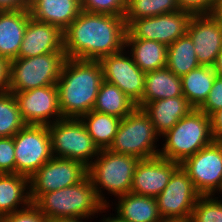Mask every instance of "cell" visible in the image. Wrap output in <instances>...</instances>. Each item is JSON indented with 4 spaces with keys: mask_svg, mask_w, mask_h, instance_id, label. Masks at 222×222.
Instances as JSON below:
<instances>
[{
    "mask_svg": "<svg viewBox=\"0 0 222 222\" xmlns=\"http://www.w3.org/2000/svg\"><path fill=\"white\" fill-rule=\"evenodd\" d=\"M192 14L178 10L162 15L132 20L126 26L125 38H141L158 41L170 46L178 38L187 35Z\"/></svg>",
    "mask_w": 222,
    "mask_h": 222,
    "instance_id": "cell-12",
    "label": "cell"
},
{
    "mask_svg": "<svg viewBox=\"0 0 222 222\" xmlns=\"http://www.w3.org/2000/svg\"><path fill=\"white\" fill-rule=\"evenodd\" d=\"M11 61L0 56V93L9 91Z\"/></svg>",
    "mask_w": 222,
    "mask_h": 222,
    "instance_id": "cell-38",
    "label": "cell"
},
{
    "mask_svg": "<svg viewBox=\"0 0 222 222\" xmlns=\"http://www.w3.org/2000/svg\"><path fill=\"white\" fill-rule=\"evenodd\" d=\"M61 51H64L63 31L58 26L30 17L18 57L30 58Z\"/></svg>",
    "mask_w": 222,
    "mask_h": 222,
    "instance_id": "cell-18",
    "label": "cell"
},
{
    "mask_svg": "<svg viewBox=\"0 0 222 222\" xmlns=\"http://www.w3.org/2000/svg\"><path fill=\"white\" fill-rule=\"evenodd\" d=\"M79 119L99 150L109 149L122 120L121 118L94 110L82 115Z\"/></svg>",
    "mask_w": 222,
    "mask_h": 222,
    "instance_id": "cell-27",
    "label": "cell"
},
{
    "mask_svg": "<svg viewBox=\"0 0 222 222\" xmlns=\"http://www.w3.org/2000/svg\"><path fill=\"white\" fill-rule=\"evenodd\" d=\"M217 76L222 77V49L216 58L214 65L212 66Z\"/></svg>",
    "mask_w": 222,
    "mask_h": 222,
    "instance_id": "cell-41",
    "label": "cell"
},
{
    "mask_svg": "<svg viewBox=\"0 0 222 222\" xmlns=\"http://www.w3.org/2000/svg\"><path fill=\"white\" fill-rule=\"evenodd\" d=\"M161 137L159 156L180 164L214 141L210 117L195 108Z\"/></svg>",
    "mask_w": 222,
    "mask_h": 222,
    "instance_id": "cell-4",
    "label": "cell"
},
{
    "mask_svg": "<svg viewBox=\"0 0 222 222\" xmlns=\"http://www.w3.org/2000/svg\"><path fill=\"white\" fill-rule=\"evenodd\" d=\"M30 203L28 177L16 173L0 174V217L24 209Z\"/></svg>",
    "mask_w": 222,
    "mask_h": 222,
    "instance_id": "cell-22",
    "label": "cell"
},
{
    "mask_svg": "<svg viewBox=\"0 0 222 222\" xmlns=\"http://www.w3.org/2000/svg\"><path fill=\"white\" fill-rule=\"evenodd\" d=\"M158 222H191L190 218L162 217Z\"/></svg>",
    "mask_w": 222,
    "mask_h": 222,
    "instance_id": "cell-45",
    "label": "cell"
},
{
    "mask_svg": "<svg viewBox=\"0 0 222 222\" xmlns=\"http://www.w3.org/2000/svg\"><path fill=\"white\" fill-rule=\"evenodd\" d=\"M30 0H0V11H17L28 9Z\"/></svg>",
    "mask_w": 222,
    "mask_h": 222,
    "instance_id": "cell-40",
    "label": "cell"
},
{
    "mask_svg": "<svg viewBox=\"0 0 222 222\" xmlns=\"http://www.w3.org/2000/svg\"><path fill=\"white\" fill-rule=\"evenodd\" d=\"M33 204L47 221L65 217L94 219L96 214L100 216L111 208L99 199L88 175L73 186L41 194Z\"/></svg>",
    "mask_w": 222,
    "mask_h": 222,
    "instance_id": "cell-3",
    "label": "cell"
},
{
    "mask_svg": "<svg viewBox=\"0 0 222 222\" xmlns=\"http://www.w3.org/2000/svg\"><path fill=\"white\" fill-rule=\"evenodd\" d=\"M13 93H0V137H14L24 126Z\"/></svg>",
    "mask_w": 222,
    "mask_h": 222,
    "instance_id": "cell-31",
    "label": "cell"
},
{
    "mask_svg": "<svg viewBox=\"0 0 222 222\" xmlns=\"http://www.w3.org/2000/svg\"><path fill=\"white\" fill-rule=\"evenodd\" d=\"M52 156L74 159L88 167L100 150L79 118H62L48 125Z\"/></svg>",
    "mask_w": 222,
    "mask_h": 222,
    "instance_id": "cell-8",
    "label": "cell"
},
{
    "mask_svg": "<svg viewBox=\"0 0 222 222\" xmlns=\"http://www.w3.org/2000/svg\"><path fill=\"white\" fill-rule=\"evenodd\" d=\"M124 17L81 11L63 31L67 58L100 60L125 48Z\"/></svg>",
    "mask_w": 222,
    "mask_h": 222,
    "instance_id": "cell-1",
    "label": "cell"
},
{
    "mask_svg": "<svg viewBox=\"0 0 222 222\" xmlns=\"http://www.w3.org/2000/svg\"><path fill=\"white\" fill-rule=\"evenodd\" d=\"M198 109L209 117L217 110L222 109V77L216 76L207 99Z\"/></svg>",
    "mask_w": 222,
    "mask_h": 222,
    "instance_id": "cell-36",
    "label": "cell"
},
{
    "mask_svg": "<svg viewBox=\"0 0 222 222\" xmlns=\"http://www.w3.org/2000/svg\"><path fill=\"white\" fill-rule=\"evenodd\" d=\"M222 25V0H218L214 12L212 14Z\"/></svg>",
    "mask_w": 222,
    "mask_h": 222,
    "instance_id": "cell-43",
    "label": "cell"
},
{
    "mask_svg": "<svg viewBox=\"0 0 222 222\" xmlns=\"http://www.w3.org/2000/svg\"><path fill=\"white\" fill-rule=\"evenodd\" d=\"M199 66L194 44L188 35L168 46L166 67L175 75L182 77Z\"/></svg>",
    "mask_w": 222,
    "mask_h": 222,
    "instance_id": "cell-29",
    "label": "cell"
},
{
    "mask_svg": "<svg viewBox=\"0 0 222 222\" xmlns=\"http://www.w3.org/2000/svg\"><path fill=\"white\" fill-rule=\"evenodd\" d=\"M117 200L115 213L127 222H158L162 218L156 198L129 192Z\"/></svg>",
    "mask_w": 222,
    "mask_h": 222,
    "instance_id": "cell-24",
    "label": "cell"
},
{
    "mask_svg": "<svg viewBox=\"0 0 222 222\" xmlns=\"http://www.w3.org/2000/svg\"><path fill=\"white\" fill-rule=\"evenodd\" d=\"M219 196V197H218ZM191 222H222L220 195L200 196L191 214Z\"/></svg>",
    "mask_w": 222,
    "mask_h": 222,
    "instance_id": "cell-32",
    "label": "cell"
},
{
    "mask_svg": "<svg viewBox=\"0 0 222 222\" xmlns=\"http://www.w3.org/2000/svg\"><path fill=\"white\" fill-rule=\"evenodd\" d=\"M180 166L201 196L222 194V141H213L186 158Z\"/></svg>",
    "mask_w": 222,
    "mask_h": 222,
    "instance_id": "cell-10",
    "label": "cell"
},
{
    "mask_svg": "<svg viewBox=\"0 0 222 222\" xmlns=\"http://www.w3.org/2000/svg\"><path fill=\"white\" fill-rule=\"evenodd\" d=\"M180 163L160 156L141 159L136 165L131 193L156 198L169 183Z\"/></svg>",
    "mask_w": 222,
    "mask_h": 222,
    "instance_id": "cell-17",
    "label": "cell"
},
{
    "mask_svg": "<svg viewBox=\"0 0 222 222\" xmlns=\"http://www.w3.org/2000/svg\"><path fill=\"white\" fill-rule=\"evenodd\" d=\"M159 138L148 115L142 108L136 107L121 120L109 150L140 160L150 159L159 156Z\"/></svg>",
    "mask_w": 222,
    "mask_h": 222,
    "instance_id": "cell-6",
    "label": "cell"
},
{
    "mask_svg": "<svg viewBox=\"0 0 222 222\" xmlns=\"http://www.w3.org/2000/svg\"><path fill=\"white\" fill-rule=\"evenodd\" d=\"M211 133L214 141H222V109L217 110L210 116Z\"/></svg>",
    "mask_w": 222,
    "mask_h": 222,
    "instance_id": "cell-39",
    "label": "cell"
},
{
    "mask_svg": "<svg viewBox=\"0 0 222 222\" xmlns=\"http://www.w3.org/2000/svg\"><path fill=\"white\" fill-rule=\"evenodd\" d=\"M86 176L87 167L82 162L52 157L29 178L31 203L41 194L73 186Z\"/></svg>",
    "mask_w": 222,
    "mask_h": 222,
    "instance_id": "cell-11",
    "label": "cell"
},
{
    "mask_svg": "<svg viewBox=\"0 0 222 222\" xmlns=\"http://www.w3.org/2000/svg\"><path fill=\"white\" fill-rule=\"evenodd\" d=\"M218 0H177L179 10L192 15L213 14Z\"/></svg>",
    "mask_w": 222,
    "mask_h": 222,
    "instance_id": "cell-37",
    "label": "cell"
},
{
    "mask_svg": "<svg viewBox=\"0 0 222 222\" xmlns=\"http://www.w3.org/2000/svg\"><path fill=\"white\" fill-rule=\"evenodd\" d=\"M103 80L120 88L139 108H142L145 75L133 61L130 53L122 51L104 56L99 60Z\"/></svg>",
    "mask_w": 222,
    "mask_h": 222,
    "instance_id": "cell-13",
    "label": "cell"
},
{
    "mask_svg": "<svg viewBox=\"0 0 222 222\" xmlns=\"http://www.w3.org/2000/svg\"><path fill=\"white\" fill-rule=\"evenodd\" d=\"M14 137H0V174L15 173Z\"/></svg>",
    "mask_w": 222,
    "mask_h": 222,
    "instance_id": "cell-34",
    "label": "cell"
},
{
    "mask_svg": "<svg viewBox=\"0 0 222 222\" xmlns=\"http://www.w3.org/2000/svg\"><path fill=\"white\" fill-rule=\"evenodd\" d=\"M178 96H183L181 77L167 67L146 73L142 107L148 102Z\"/></svg>",
    "mask_w": 222,
    "mask_h": 222,
    "instance_id": "cell-25",
    "label": "cell"
},
{
    "mask_svg": "<svg viewBox=\"0 0 222 222\" xmlns=\"http://www.w3.org/2000/svg\"><path fill=\"white\" fill-rule=\"evenodd\" d=\"M178 10L177 0H126L124 19L127 26L132 20L154 17Z\"/></svg>",
    "mask_w": 222,
    "mask_h": 222,
    "instance_id": "cell-30",
    "label": "cell"
},
{
    "mask_svg": "<svg viewBox=\"0 0 222 222\" xmlns=\"http://www.w3.org/2000/svg\"><path fill=\"white\" fill-rule=\"evenodd\" d=\"M15 173L30 178L52 156L46 125H25L14 136Z\"/></svg>",
    "mask_w": 222,
    "mask_h": 222,
    "instance_id": "cell-9",
    "label": "cell"
},
{
    "mask_svg": "<svg viewBox=\"0 0 222 222\" xmlns=\"http://www.w3.org/2000/svg\"><path fill=\"white\" fill-rule=\"evenodd\" d=\"M88 219L90 218L65 217V218L51 219L48 222H87Z\"/></svg>",
    "mask_w": 222,
    "mask_h": 222,
    "instance_id": "cell-42",
    "label": "cell"
},
{
    "mask_svg": "<svg viewBox=\"0 0 222 222\" xmlns=\"http://www.w3.org/2000/svg\"><path fill=\"white\" fill-rule=\"evenodd\" d=\"M0 222H48L47 218L30 203L26 208L0 217Z\"/></svg>",
    "mask_w": 222,
    "mask_h": 222,
    "instance_id": "cell-35",
    "label": "cell"
},
{
    "mask_svg": "<svg viewBox=\"0 0 222 222\" xmlns=\"http://www.w3.org/2000/svg\"><path fill=\"white\" fill-rule=\"evenodd\" d=\"M13 94L26 125L48 126L63 118L56 85L43 86Z\"/></svg>",
    "mask_w": 222,
    "mask_h": 222,
    "instance_id": "cell-14",
    "label": "cell"
},
{
    "mask_svg": "<svg viewBox=\"0 0 222 222\" xmlns=\"http://www.w3.org/2000/svg\"><path fill=\"white\" fill-rule=\"evenodd\" d=\"M167 48L168 46L158 41L125 38V49L132 56L134 63L144 73L166 67Z\"/></svg>",
    "mask_w": 222,
    "mask_h": 222,
    "instance_id": "cell-23",
    "label": "cell"
},
{
    "mask_svg": "<svg viewBox=\"0 0 222 222\" xmlns=\"http://www.w3.org/2000/svg\"><path fill=\"white\" fill-rule=\"evenodd\" d=\"M30 17L29 9L0 11V56L10 61L18 58Z\"/></svg>",
    "mask_w": 222,
    "mask_h": 222,
    "instance_id": "cell-21",
    "label": "cell"
},
{
    "mask_svg": "<svg viewBox=\"0 0 222 222\" xmlns=\"http://www.w3.org/2000/svg\"><path fill=\"white\" fill-rule=\"evenodd\" d=\"M136 107L137 105L119 87L103 80L93 110L123 119Z\"/></svg>",
    "mask_w": 222,
    "mask_h": 222,
    "instance_id": "cell-28",
    "label": "cell"
},
{
    "mask_svg": "<svg viewBox=\"0 0 222 222\" xmlns=\"http://www.w3.org/2000/svg\"><path fill=\"white\" fill-rule=\"evenodd\" d=\"M216 73L211 66H199L181 77L183 96L198 109L211 91Z\"/></svg>",
    "mask_w": 222,
    "mask_h": 222,
    "instance_id": "cell-26",
    "label": "cell"
},
{
    "mask_svg": "<svg viewBox=\"0 0 222 222\" xmlns=\"http://www.w3.org/2000/svg\"><path fill=\"white\" fill-rule=\"evenodd\" d=\"M139 158L113 153L109 149L100 150L87 167V175L96 189L99 199L107 206L110 200L103 194L105 190L115 198L130 192L134 171Z\"/></svg>",
    "mask_w": 222,
    "mask_h": 222,
    "instance_id": "cell-5",
    "label": "cell"
},
{
    "mask_svg": "<svg viewBox=\"0 0 222 222\" xmlns=\"http://www.w3.org/2000/svg\"><path fill=\"white\" fill-rule=\"evenodd\" d=\"M67 57L65 51L11 60L10 93L56 85Z\"/></svg>",
    "mask_w": 222,
    "mask_h": 222,
    "instance_id": "cell-7",
    "label": "cell"
},
{
    "mask_svg": "<svg viewBox=\"0 0 222 222\" xmlns=\"http://www.w3.org/2000/svg\"><path fill=\"white\" fill-rule=\"evenodd\" d=\"M81 6L86 12L124 17L126 0H81Z\"/></svg>",
    "mask_w": 222,
    "mask_h": 222,
    "instance_id": "cell-33",
    "label": "cell"
},
{
    "mask_svg": "<svg viewBox=\"0 0 222 222\" xmlns=\"http://www.w3.org/2000/svg\"><path fill=\"white\" fill-rule=\"evenodd\" d=\"M187 35L194 44L199 64L212 67L222 49V25L212 14L193 15Z\"/></svg>",
    "mask_w": 222,
    "mask_h": 222,
    "instance_id": "cell-16",
    "label": "cell"
},
{
    "mask_svg": "<svg viewBox=\"0 0 222 222\" xmlns=\"http://www.w3.org/2000/svg\"><path fill=\"white\" fill-rule=\"evenodd\" d=\"M102 218L103 219H101L100 222H127L124 219H121L116 213L113 215L110 213L109 216H107V214H105Z\"/></svg>",
    "mask_w": 222,
    "mask_h": 222,
    "instance_id": "cell-44",
    "label": "cell"
},
{
    "mask_svg": "<svg viewBox=\"0 0 222 222\" xmlns=\"http://www.w3.org/2000/svg\"><path fill=\"white\" fill-rule=\"evenodd\" d=\"M200 196L187 172L179 166L156 202L161 217L190 218Z\"/></svg>",
    "mask_w": 222,
    "mask_h": 222,
    "instance_id": "cell-15",
    "label": "cell"
},
{
    "mask_svg": "<svg viewBox=\"0 0 222 222\" xmlns=\"http://www.w3.org/2000/svg\"><path fill=\"white\" fill-rule=\"evenodd\" d=\"M102 81L99 60L67 58L56 84L63 118H80L92 111Z\"/></svg>",
    "mask_w": 222,
    "mask_h": 222,
    "instance_id": "cell-2",
    "label": "cell"
},
{
    "mask_svg": "<svg viewBox=\"0 0 222 222\" xmlns=\"http://www.w3.org/2000/svg\"><path fill=\"white\" fill-rule=\"evenodd\" d=\"M30 16L64 31L81 13V0H30Z\"/></svg>",
    "mask_w": 222,
    "mask_h": 222,
    "instance_id": "cell-19",
    "label": "cell"
},
{
    "mask_svg": "<svg viewBox=\"0 0 222 222\" xmlns=\"http://www.w3.org/2000/svg\"><path fill=\"white\" fill-rule=\"evenodd\" d=\"M161 137L194 107L184 96L148 102L142 107Z\"/></svg>",
    "mask_w": 222,
    "mask_h": 222,
    "instance_id": "cell-20",
    "label": "cell"
}]
</instances>
